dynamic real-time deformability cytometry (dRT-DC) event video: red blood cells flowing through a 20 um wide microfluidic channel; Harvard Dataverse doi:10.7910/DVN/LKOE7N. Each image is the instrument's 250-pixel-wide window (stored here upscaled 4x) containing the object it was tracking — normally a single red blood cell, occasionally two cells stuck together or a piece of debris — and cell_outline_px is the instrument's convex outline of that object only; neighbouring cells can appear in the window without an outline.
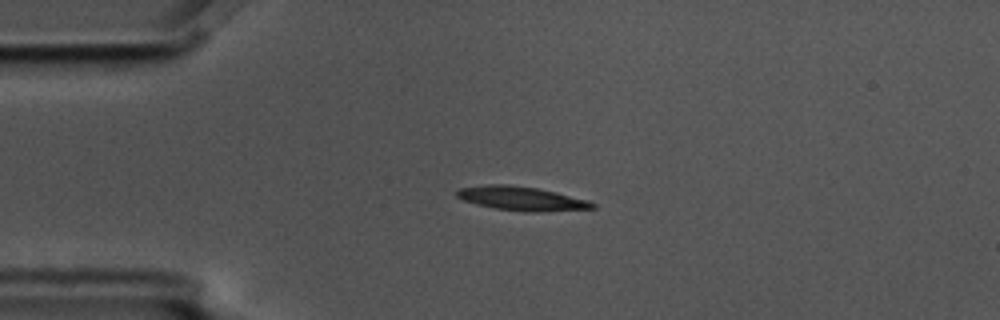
{"species": "common noctule bat (a hibernating species)", "species_latin": "Nyctalus noctula", "temperature_condition": "cold", "stored_images_in_passage": 4, "camera_frame_rate_fps": 3000, "um_per_image_px": 0.085, "animal": {"sex": "male", "body_mass_g": 17.5, "forearm_length_mm": 52.3}, "frame": {"image": 1, "passage_image": 3, "time_ms": 0.667, "image_size_px": [1000, 320], "cell_outline_px": [[596, 208], [536, 212], [528, 212], [496, 208], [476, 204], [464, 200], [456, 196], [456, 192], [460, 188], [488, 184], [508, 184], [536, 188], [556, 192], [588, 200], [596, 204]], "centroid_in_image_um": [44.34, 16.87], "position_along_channel_um": 40.7, "area_um2": 18.79}}